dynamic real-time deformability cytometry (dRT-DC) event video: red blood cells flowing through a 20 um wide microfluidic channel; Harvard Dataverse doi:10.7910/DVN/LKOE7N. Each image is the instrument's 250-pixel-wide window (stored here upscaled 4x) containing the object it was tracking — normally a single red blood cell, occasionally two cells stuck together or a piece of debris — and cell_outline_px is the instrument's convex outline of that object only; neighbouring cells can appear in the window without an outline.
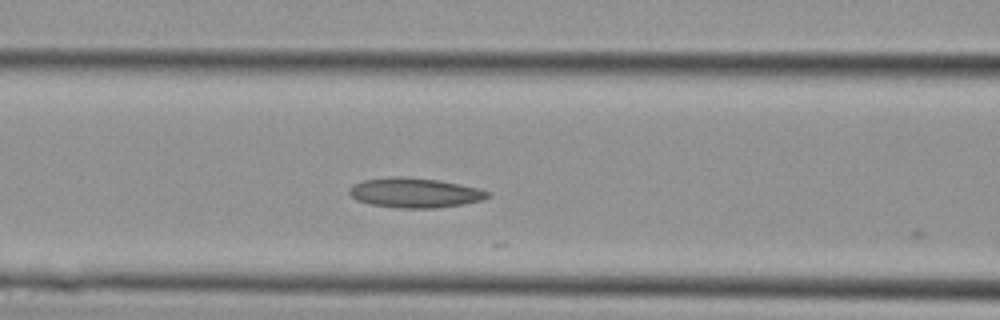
{"species": "Egyptian fruit bat (a non-hibernating species)", "species_latin": "Rousettus aegyptiacus", "temperature_condition": "cold", "stored_images_in_passage": 6, "segment_of_instrument_passage": [2, 2], "camera_frame_rate_fps": 3000, "um_per_image_px": 0.085, "animal": {"sex": "female"}, "frame": {"image": 1, "passage_image": 6, "time_ms": 1.667, "image_size_px": [1000, 320], "cell_outline_px": [[492, 196], [484, 200], [464, 204], [436, 208], [400, 208], [372, 204], [356, 200], [348, 192], [348, 188], [352, 184], [364, 180], [392, 176], [400, 176], [436, 180], [460, 184], [492, 192]], "centroid_in_image_um": [35.28, 16.39], "position_along_channel_um": 131.3, "area_um2": 24.1}}